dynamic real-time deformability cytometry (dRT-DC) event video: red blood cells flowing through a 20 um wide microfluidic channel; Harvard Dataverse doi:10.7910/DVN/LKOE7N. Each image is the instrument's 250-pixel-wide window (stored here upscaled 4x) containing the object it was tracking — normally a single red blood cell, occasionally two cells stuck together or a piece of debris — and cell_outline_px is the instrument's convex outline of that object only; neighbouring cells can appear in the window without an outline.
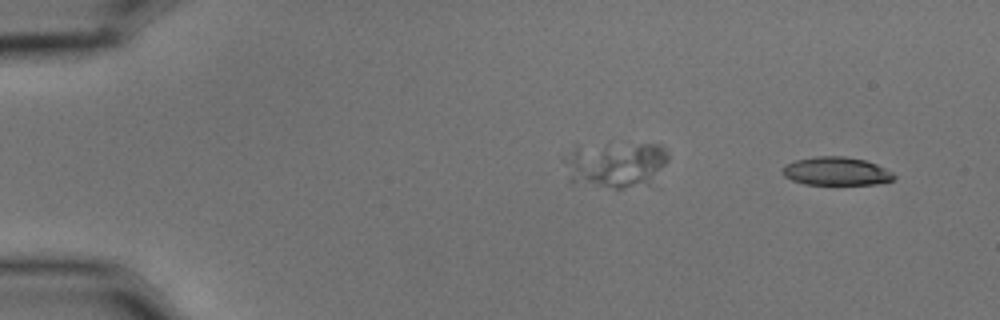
{"species": "common noctule bat (a hibernating species)", "species_latin": "Nyctalus noctula", "temperature_condition": "cold", "stored_images_in_passage": 3, "segment_of_instrument_passage": [2, 2], "camera_frame_rate_fps": 3000, "um_per_image_px": 0.085, "animal": {"sex": "male", "body_mass_g": 15.6}, "frame": {"image": 1, "passage_image": 3, "time_ms": 0.667, "image_size_px": [1000, 320], "cell_outline_px": [[896, 176], [892, 180], [876, 184], [804, 184], [792, 180], [784, 176], [784, 164], [796, 160], [816, 156], [844, 156], [864, 160], [876, 164], [892, 172]], "centroid_in_image_um": [71.08, 14.55], "position_along_channel_um": 13.9, "area_um2": 18.21}}